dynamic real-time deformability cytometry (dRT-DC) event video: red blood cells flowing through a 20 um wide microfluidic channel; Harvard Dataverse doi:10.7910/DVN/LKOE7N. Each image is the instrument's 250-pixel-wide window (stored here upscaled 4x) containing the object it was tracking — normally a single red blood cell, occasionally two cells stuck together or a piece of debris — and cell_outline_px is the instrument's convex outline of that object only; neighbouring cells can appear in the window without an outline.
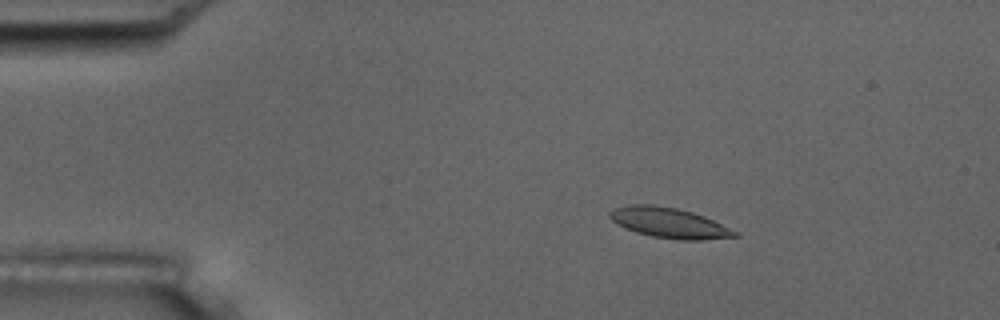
{"species": "common noctule bat (a hibernating species)", "species_latin": "Nyctalus noctula", "temperature_condition": "room temperature", "stored_images_in_passage": 6, "camera_frame_rate_fps": 3000, "um_per_image_px": 0.085, "animal": {"sex": "male", "body_mass_g": 17.5, "forearm_length_mm": 52.3}, "frame": {"image": 1, "passage_image": 3, "time_ms": 2.333, "image_size_px": [1000, 320], "cell_outline_px": [[740, 236], [700, 240], [680, 240], [652, 236], [636, 232], [612, 220], [608, 216], [608, 212], [612, 208], [628, 204], [652, 204], [676, 208], [692, 212], [704, 216], [740, 232]], "centroid_in_image_um": [56.9, 18.93], "position_along_channel_um": 28.1, "area_um2": 22.08}}